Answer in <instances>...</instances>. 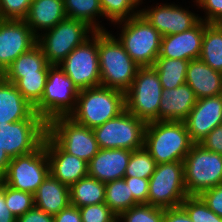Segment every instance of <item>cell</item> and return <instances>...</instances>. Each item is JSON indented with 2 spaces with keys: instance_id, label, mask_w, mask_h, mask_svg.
<instances>
[{
  "instance_id": "cell-1",
  "label": "cell",
  "mask_w": 222,
  "mask_h": 222,
  "mask_svg": "<svg viewBox=\"0 0 222 222\" xmlns=\"http://www.w3.org/2000/svg\"><path fill=\"white\" fill-rule=\"evenodd\" d=\"M193 144L183 121H152L146 124L144 148L157 164L184 161Z\"/></svg>"
},
{
  "instance_id": "cell-2",
  "label": "cell",
  "mask_w": 222,
  "mask_h": 222,
  "mask_svg": "<svg viewBox=\"0 0 222 222\" xmlns=\"http://www.w3.org/2000/svg\"><path fill=\"white\" fill-rule=\"evenodd\" d=\"M101 85L126 92L139 69L112 31H98Z\"/></svg>"
},
{
  "instance_id": "cell-3",
  "label": "cell",
  "mask_w": 222,
  "mask_h": 222,
  "mask_svg": "<svg viewBox=\"0 0 222 222\" xmlns=\"http://www.w3.org/2000/svg\"><path fill=\"white\" fill-rule=\"evenodd\" d=\"M125 110V93L100 85L80 90L76 109L69 117L80 125L94 129Z\"/></svg>"
},
{
  "instance_id": "cell-4",
  "label": "cell",
  "mask_w": 222,
  "mask_h": 222,
  "mask_svg": "<svg viewBox=\"0 0 222 222\" xmlns=\"http://www.w3.org/2000/svg\"><path fill=\"white\" fill-rule=\"evenodd\" d=\"M112 25L120 28L121 33L114 36L138 66L154 65L160 53L162 35L141 14Z\"/></svg>"
},
{
  "instance_id": "cell-5",
  "label": "cell",
  "mask_w": 222,
  "mask_h": 222,
  "mask_svg": "<svg viewBox=\"0 0 222 222\" xmlns=\"http://www.w3.org/2000/svg\"><path fill=\"white\" fill-rule=\"evenodd\" d=\"M95 32L86 22L66 17L52 29L39 34L37 45L44 53L48 64L59 65Z\"/></svg>"
},
{
  "instance_id": "cell-6",
  "label": "cell",
  "mask_w": 222,
  "mask_h": 222,
  "mask_svg": "<svg viewBox=\"0 0 222 222\" xmlns=\"http://www.w3.org/2000/svg\"><path fill=\"white\" fill-rule=\"evenodd\" d=\"M79 92L59 65H52L48 70L42 98L34 107V112L46 123L59 116H69L76 109Z\"/></svg>"
},
{
  "instance_id": "cell-7",
  "label": "cell",
  "mask_w": 222,
  "mask_h": 222,
  "mask_svg": "<svg viewBox=\"0 0 222 222\" xmlns=\"http://www.w3.org/2000/svg\"><path fill=\"white\" fill-rule=\"evenodd\" d=\"M184 181L188 196L222 184V154L194 143L183 161Z\"/></svg>"
},
{
  "instance_id": "cell-8",
  "label": "cell",
  "mask_w": 222,
  "mask_h": 222,
  "mask_svg": "<svg viewBox=\"0 0 222 222\" xmlns=\"http://www.w3.org/2000/svg\"><path fill=\"white\" fill-rule=\"evenodd\" d=\"M162 85L153 66L139 67L125 92L126 110L146 123L158 121Z\"/></svg>"
},
{
  "instance_id": "cell-9",
  "label": "cell",
  "mask_w": 222,
  "mask_h": 222,
  "mask_svg": "<svg viewBox=\"0 0 222 222\" xmlns=\"http://www.w3.org/2000/svg\"><path fill=\"white\" fill-rule=\"evenodd\" d=\"M148 189V204L162 209L179 207L188 196L183 161L157 164Z\"/></svg>"
},
{
  "instance_id": "cell-10",
  "label": "cell",
  "mask_w": 222,
  "mask_h": 222,
  "mask_svg": "<svg viewBox=\"0 0 222 222\" xmlns=\"http://www.w3.org/2000/svg\"><path fill=\"white\" fill-rule=\"evenodd\" d=\"M146 122L127 110L93 129L99 149L137 150L144 147Z\"/></svg>"
},
{
  "instance_id": "cell-11",
  "label": "cell",
  "mask_w": 222,
  "mask_h": 222,
  "mask_svg": "<svg viewBox=\"0 0 222 222\" xmlns=\"http://www.w3.org/2000/svg\"><path fill=\"white\" fill-rule=\"evenodd\" d=\"M47 134L68 154L87 163L99 147L93 129L76 123L69 116H59L47 123Z\"/></svg>"
},
{
  "instance_id": "cell-12",
  "label": "cell",
  "mask_w": 222,
  "mask_h": 222,
  "mask_svg": "<svg viewBox=\"0 0 222 222\" xmlns=\"http://www.w3.org/2000/svg\"><path fill=\"white\" fill-rule=\"evenodd\" d=\"M59 67L79 90L101 85L98 59V31L83 44L77 46Z\"/></svg>"
},
{
  "instance_id": "cell-13",
  "label": "cell",
  "mask_w": 222,
  "mask_h": 222,
  "mask_svg": "<svg viewBox=\"0 0 222 222\" xmlns=\"http://www.w3.org/2000/svg\"><path fill=\"white\" fill-rule=\"evenodd\" d=\"M49 175V161L44 143L34 152L11 159L1 179L13 189L34 194Z\"/></svg>"
},
{
  "instance_id": "cell-14",
  "label": "cell",
  "mask_w": 222,
  "mask_h": 222,
  "mask_svg": "<svg viewBox=\"0 0 222 222\" xmlns=\"http://www.w3.org/2000/svg\"><path fill=\"white\" fill-rule=\"evenodd\" d=\"M47 134L44 120H22L3 122L0 125V149L5 150L10 159L27 155L37 150Z\"/></svg>"
},
{
  "instance_id": "cell-15",
  "label": "cell",
  "mask_w": 222,
  "mask_h": 222,
  "mask_svg": "<svg viewBox=\"0 0 222 222\" xmlns=\"http://www.w3.org/2000/svg\"><path fill=\"white\" fill-rule=\"evenodd\" d=\"M35 45L37 36L25 20L0 19V76Z\"/></svg>"
},
{
  "instance_id": "cell-16",
  "label": "cell",
  "mask_w": 222,
  "mask_h": 222,
  "mask_svg": "<svg viewBox=\"0 0 222 222\" xmlns=\"http://www.w3.org/2000/svg\"><path fill=\"white\" fill-rule=\"evenodd\" d=\"M174 3V4H173ZM156 3L154 7L140 8V14L162 35H173L190 30L199 21V14L179 4Z\"/></svg>"
},
{
  "instance_id": "cell-17",
  "label": "cell",
  "mask_w": 222,
  "mask_h": 222,
  "mask_svg": "<svg viewBox=\"0 0 222 222\" xmlns=\"http://www.w3.org/2000/svg\"><path fill=\"white\" fill-rule=\"evenodd\" d=\"M43 143L49 161V173L58 181L70 187L88 175V163L85 160L65 152L48 134Z\"/></svg>"
},
{
  "instance_id": "cell-18",
  "label": "cell",
  "mask_w": 222,
  "mask_h": 222,
  "mask_svg": "<svg viewBox=\"0 0 222 222\" xmlns=\"http://www.w3.org/2000/svg\"><path fill=\"white\" fill-rule=\"evenodd\" d=\"M194 143H200L215 127L222 124V94L197 99L184 121Z\"/></svg>"
},
{
  "instance_id": "cell-19",
  "label": "cell",
  "mask_w": 222,
  "mask_h": 222,
  "mask_svg": "<svg viewBox=\"0 0 222 222\" xmlns=\"http://www.w3.org/2000/svg\"><path fill=\"white\" fill-rule=\"evenodd\" d=\"M205 21L200 20L190 30L162 36L158 57L181 60L199 59L202 49Z\"/></svg>"
},
{
  "instance_id": "cell-20",
  "label": "cell",
  "mask_w": 222,
  "mask_h": 222,
  "mask_svg": "<svg viewBox=\"0 0 222 222\" xmlns=\"http://www.w3.org/2000/svg\"><path fill=\"white\" fill-rule=\"evenodd\" d=\"M131 152L119 148L99 149L88 162V175L103 183L123 179Z\"/></svg>"
},
{
  "instance_id": "cell-21",
  "label": "cell",
  "mask_w": 222,
  "mask_h": 222,
  "mask_svg": "<svg viewBox=\"0 0 222 222\" xmlns=\"http://www.w3.org/2000/svg\"><path fill=\"white\" fill-rule=\"evenodd\" d=\"M22 120H43L15 87L0 76V125Z\"/></svg>"
},
{
  "instance_id": "cell-22",
  "label": "cell",
  "mask_w": 222,
  "mask_h": 222,
  "mask_svg": "<svg viewBox=\"0 0 222 222\" xmlns=\"http://www.w3.org/2000/svg\"><path fill=\"white\" fill-rule=\"evenodd\" d=\"M197 98L187 83L173 89H163L158 121H185Z\"/></svg>"
},
{
  "instance_id": "cell-23",
  "label": "cell",
  "mask_w": 222,
  "mask_h": 222,
  "mask_svg": "<svg viewBox=\"0 0 222 222\" xmlns=\"http://www.w3.org/2000/svg\"><path fill=\"white\" fill-rule=\"evenodd\" d=\"M186 83L197 99L222 94V73L200 59L191 60L186 71Z\"/></svg>"
},
{
  "instance_id": "cell-24",
  "label": "cell",
  "mask_w": 222,
  "mask_h": 222,
  "mask_svg": "<svg viewBox=\"0 0 222 222\" xmlns=\"http://www.w3.org/2000/svg\"><path fill=\"white\" fill-rule=\"evenodd\" d=\"M66 17L64 0H33L24 20L38 37Z\"/></svg>"
},
{
  "instance_id": "cell-25",
  "label": "cell",
  "mask_w": 222,
  "mask_h": 222,
  "mask_svg": "<svg viewBox=\"0 0 222 222\" xmlns=\"http://www.w3.org/2000/svg\"><path fill=\"white\" fill-rule=\"evenodd\" d=\"M70 204L69 186L58 181L50 173L34 193L35 207L53 216Z\"/></svg>"
},
{
  "instance_id": "cell-26",
  "label": "cell",
  "mask_w": 222,
  "mask_h": 222,
  "mask_svg": "<svg viewBox=\"0 0 222 222\" xmlns=\"http://www.w3.org/2000/svg\"><path fill=\"white\" fill-rule=\"evenodd\" d=\"M52 65L48 64L44 53L38 45L28 52L21 54L2 75L8 82L15 83L24 75L38 74V71H48Z\"/></svg>"
},
{
  "instance_id": "cell-27",
  "label": "cell",
  "mask_w": 222,
  "mask_h": 222,
  "mask_svg": "<svg viewBox=\"0 0 222 222\" xmlns=\"http://www.w3.org/2000/svg\"><path fill=\"white\" fill-rule=\"evenodd\" d=\"M71 205L81 208L105 203V183L87 175L69 187Z\"/></svg>"
},
{
  "instance_id": "cell-28",
  "label": "cell",
  "mask_w": 222,
  "mask_h": 222,
  "mask_svg": "<svg viewBox=\"0 0 222 222\" xmlns=\"http://www.w3.org/2000/svg\"><path fill=\"white\" fill-rule=\"evenodd\" d=\"M199 59L222 73V23L205 22Z\"/></svg>"
},
{
  "instance_id": "cell-29",
  "label": "cell",
  "mask_w": 222,
  "mask_h": 222,
  "mask_svg": "<svg viewBox=\"0 0 222 222\" xmlns=\"http://www.w3.org/2000/svg\"><path fill=\"white\" fill-rule=\"evenodd\" d=\"M64 8L68 18L84 21L95 31H108L98 21L103 18L100 0H64Z\"/></svg>"
},
{
  "instance_id": "cell-30",
  "label": "cell",
  "mask_w": 222,
  "mask_h": 222,
  "mask_svg": "<svg viewBox=\"0 0 222 222\" xmlns=\"http://www.w3.org/2000/svg\"><path fill=\"white\" fill-rule=\"evenodd\" d=\"M189 61L158 57L153 67L156 69L162 88L173 89L186 83V71Z\"/></svg>"
},
{
  "instance_id": "cell-31",
  "label": "cell",
  "mask_w": 222,
  "mask_h": 222,
  "mask_svg": "<svg viewBox=\"0 0 222 222\" xmlns=\"http://www.w3.org/2000/svg\"><path fill=\"white\" fill-rule=\"evenodd\" d=\"M105 204L118 217L139 203L133 198L125 180L119 179L105 183Z\"/></svg>"
},
{
  "instance_id": "cell-32",
  "label": "cell",
  "mask_w": 222,
  "mask_h": 222,
  "mask_svg": "<svg viewBox=\"0 0 222 222\" xmlns=\"http://www.w3.org/2000/svg\"><path fill=\"white\" fill-rule=\"evenodd\" d=\"M143 3V0H100L103 18L111 24L137 16Z\"/></svg>"
},
{
  "instance_id": "cell-33",
  "label": "cell",
  "mask_w": 222,
  "mask_h": 222,
  "mask_svg": "<svg viewBox=\"0 0 222 222\" xmlns=\"http://www.w3.org/2000/svg\"><path fill=\"white\" fill-rule=\"evenodd\" d=\"M48 71H38V74L24 75L15 83V87L24 99L33 107L41 100L46 85Z\"/></svg>"
},
{
  "instance_id": "cell-34",
  "label": "cell",
  "mask_w": 222,
  "mask_h": 222,
  "mask_svg": "<svg viewBox=\"0 0 222 222\" xmlns=\"http://www.w3.org/2000/svg\"><path fill=\"white\" fill-rule=\"evenodd\" d=\"M156 166L157 163L144 147L133 150L124 177L150 179Z\"/></svg>"
},
{
  "instance_id": "cell-35",
  "label": "cell",
  "mask_w": 222,
  "mask_h": 222,
  "mask_svg": "<svg viewBox=\"0 0 222 222\" xmlns=\"http://www.w3.org/2000/svg\"><path fill=\"white\" fill-rule=\"evenodd\" d=\"M164 209L150 204H138L125 210L117 222H163Z\"/></svg>"
},
{
  "instance_id": "cell-36",
  "label": "cell",
  "mask_w": 222,
  "mask_h": 222,
  "mask_svg": "<svg viewBox=\"0 0 222 222\" xmlns=\"http://www.w3.org/2000/svg\"><path fill=\"white\" fill-rule=\"evenodd\" d=\"M193 222H222L199 196H187L180 205Z\"/></svg>"
},
{
  "instance_id": "cell-37",
  "label": "cell",
  "mask_w": 222,
  "mask_h": 222,
  "mask_svg": "<svg viewBox=\"0 0 222 222\" xmlns=\"http://www.w3.org/2000/svg\"><path fill=\"white\" fill-rule=\"evenodd\" d=\"M5 203L11 213L18 218L35 206L34 194L13 189L5 184Z\"/></svg>"
},
{
  "instance_id": "cell-38",
  "label": "cell",
  "mask_w": 222,
  "mask_h": 222,
  "mask_svg": "<svg viewBox=\"0 0 222 222\" xmlns=\"http://www.w3.org/2000/svg\"><path fill=\"white\" fill-rule=\"evenodd\" d=\"M82 222H117V216L105 203L79 208Z\"/></svg>"
},
{
  "instance_id": "cell-39",
  "label": "cell",
  "mask_w": 222,
  "mask_h": 222,
  "mask_svg": "<svg viewBox=\"0 0 222 222\" xmlns=\"http://www.w3.org/2000/svg\"><path fill=\"white\" fill-rule=\"evenodd\" d=\"M33 0H0V19L24 20Z\"/></svg>"
},
{
  "instance_id": "cell-40",
  "label": "cell",
  "mask_w": 222,
  "mask_h": 222,
  "mask_svg": "<svg viewBox=\"0 0 222 222\" xmlns=\"http://www.w3.org/2000/svg\"><path fill=\"white\" fill-rule=\"evenodd\" d=\"M193 2L205 13L203 17L199 16L200 20L207 23H222V0H194Z\"/></svg>"
},
{
  "instance_id": "cell-41",
  "label": "cell",
  "mask_w": 222,
  "mask_h": 222,
  "mask_svg": "<svg viewBox=\"0 0 222 222\" xmlns=\"http://www.w3.org/2000/svg\"><path fill=\"white\" fill-rule=\"evenodd\" d=\"M126 184L129 186L130 193L139 204H148L149 179L138 177H124Z\"/></svg>"
},
{
  "instance_id": "cell-42",
  "label": "cell",
  "mask_w": 222,
  "mask_h": 222,
  "mask_svg": "<svg viewBox=\"0 0 222 222\" xmlns=\"http://www.w3.org/2000/svg\"><path fill=\"white\" fill-rule=\"evenodd\" d=\"M199 197L215 214L222 218V184L203 191Z\"/></svg>"
},
{
  "instance_id": "cell-43",
  "label": "cell",
  "mask_w": 222,
  "mask_h": 222,
  "mask_svg": "<svg viewBox=\"0 0 222 222\" xmlns=\"http://www.w3.org/2000/svg\"><path fill=\"white\" fill-rule=\"evenodd\" d=\"M199 144L207 150L222 154V124L215 127Z\"/></svg>"
},
{
  "instance_id": "cell-44",
  "label": "cell",
  "mask_w": 222,
  "mask_h": 222,
  "mask_svg": "<svg viewBox=\"0 0 222 222\" xmlns=\"http://www.w3.org/2000/svg\"><path fill=\"white\" fill-rule=\"evenodd\" d=\"M16 222H53V215L47 214L34 206L25 214L16 218Z\"/></svg>"
},
{
  "instance_id": "cell-45",
  "label": "cell",
  "mask_w": 222,
  "mask_h": 222,
  "mask_svg": "<svg viewBox=\"0 0 222 222\" xmlns=\"http://www.w3.org/2000/svg\"><path fill=\"white\" fill-rule=\"evenodd\" d=\"M53 222H82L79 208L70 204L53 216Z\"/></svg>"
},
{
  "instance_id": "cell-46",
  "label": "cell",
  "mask_w": 222,
  "mask_h": 222,
  "mask_svg": "<svg viewBox=\"0 0 222 222\" xmlns=\"http://www.w3.org/2000/svg\"><path fill=\"white\" fill-rule=\"evenodd\" d=\"M163 222H193L187 212L181 207L164 209Z\"/></svg>"
},
{
  "instance_id": "cell-47",
  "label": "cell",
  "mask_w": 222,
  "mask_h": 222,
  "mask_svg": "<svg viewBox=\"0 0 222 222\" xmlns=\"http://www.w3.org/2000/svg\"><path fill=\"white\" fill-rule=\"evenodd\" d=\"M0 222H16V217L5 203V183L2 180H0Z\"/></svg>"
},
{
  "instance_id": "cell-48",
  "label": "cell",
  "mask_w": 222,
  "mask_h": 222,
  "mask_svg": "<svg viewBox=\"0 0 222 222\" xmlns=\"http://www.w3.org/2000/svg\"><path fill=\"white\" fill-rule=\"evenodd\" d=\"M11 159L5 150L0 149V180L5 176Z\"/></svg>"
}]
</instances>
